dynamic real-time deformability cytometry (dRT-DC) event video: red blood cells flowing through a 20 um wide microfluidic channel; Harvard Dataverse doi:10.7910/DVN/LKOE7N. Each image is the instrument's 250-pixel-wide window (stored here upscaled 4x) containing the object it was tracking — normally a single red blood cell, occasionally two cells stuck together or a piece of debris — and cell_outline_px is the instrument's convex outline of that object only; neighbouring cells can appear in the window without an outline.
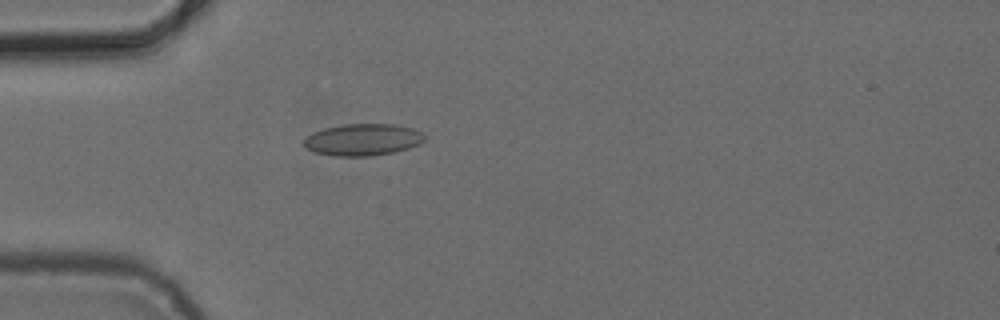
{"species": "common noctule bat (a hibernating species)", "species_latin": "Nyctalus noctula", "temperature_condition": "cold", "stored_images_in_passage": 4, "camera_frame_rate_fps": 3000, "um_per_image_px": 0.085, "animal": {"sex": "female", "body_mass_g": 24.6, "forearm_length_mm": 56.2}, "frame": {"image": 1, "passage_image": 4, "time_ms": 3.667, "image_size_px": [1000, 320], "cell_outline_px": [[424, 140], [420, 144], [396, 152], [372, 156], [336, 156], [316, 152], [304, 148], [304, 140], [312, 132], [324, 128], [344, 124], [392, 124], [412, 128], [420, 132], [424, 136]], "centroid_in_image_um": [30.83, 11.88], "position_along_channel_um": 54.2, "area_um2": 22.37}}